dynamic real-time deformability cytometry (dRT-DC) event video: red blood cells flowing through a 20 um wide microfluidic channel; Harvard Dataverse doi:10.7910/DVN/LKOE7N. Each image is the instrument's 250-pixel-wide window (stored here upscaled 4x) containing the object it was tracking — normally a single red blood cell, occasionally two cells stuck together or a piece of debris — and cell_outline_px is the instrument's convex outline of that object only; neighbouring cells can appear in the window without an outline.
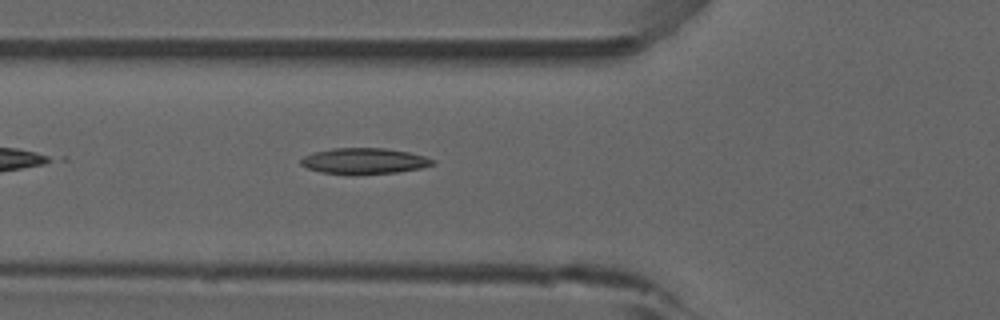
{"species": "common noctule bat (a hibernating species)", "species_latin": "Nyctalus noctula", "temperature_condition": "room temperature", "stored_images_in_passage": 18, "camera_frame_rate_fps": 3000, "um_per_image_px": 0.085, "animal": {"sex": "male", "forearm_length_mm": 52.5}, "frame": {"image": 1, "passage_image": 6, "time_ms": 1.667, "image_size_px": [1000, 320], "cell_outline_px": [[436, 164], [420, 168], [396, 172], [352, 176], [320, 172], [308, 168], [300, 164], [300, 160], [304, 156], [316, 152], [332, 148], [384, 148], [408, 152], [424, 156], [436, 160]], "centroid_in_image_um": [30.95, 13.7], "position_along_channel_um": 94.8, "area_um2": 20.17}}
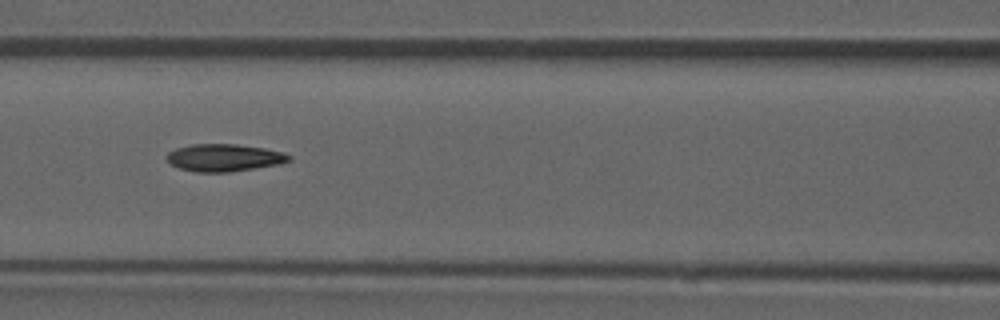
{"frame": {"image": 2, "passage_image": 10, "time_ms": 3.0, "image_size_px": [1000, 320], "cell_outline_px": [[292, 160], [280, 164], [228, 172], [196, 172], [180, 168], [172, 164], [164, 156], [168, 152], [176, 148], [192, 144], [236, 144], [264, 148], [284, 152], [292, 156]], "centroid_in_image_um": [19.07, 13.4], "position_along_channel_um": 147.5, "area_um2": 19.54}}